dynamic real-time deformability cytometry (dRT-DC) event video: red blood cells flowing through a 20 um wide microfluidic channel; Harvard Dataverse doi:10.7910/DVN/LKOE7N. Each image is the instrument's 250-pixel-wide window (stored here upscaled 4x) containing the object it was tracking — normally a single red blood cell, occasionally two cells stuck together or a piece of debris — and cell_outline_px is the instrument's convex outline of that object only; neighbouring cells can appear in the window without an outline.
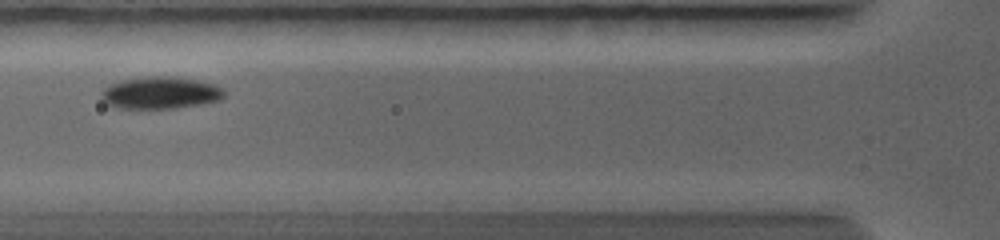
{"species": "common noctule bat (a hibernating species)", "species_latin": "Nyctalus noctula", "temperature_condition": "warm", "stored_images_in_passage": 7, "camera_frame_rate_fps": 5000, "um_per_image_px": 0.085, "animal": {"sex": "female", "body_mass_g": 19.0, "forearm_length_mm": 56.7}, "frame": {"image": 1, "passage_image": 3, "time_ms": 1.8, "image_size_px": [1000, 240], "cell_outline_px": [[224, 96], [220, 100], [204, 104], [176, 108], [116, 108], [108, 104], [100, 96], [100, 92], [108, 84], [120, 80], [152, 76], [168, 76], [196, 80], [212, 84], [224, 88]], "centroid_in_image_um": [13.62, 7.89], "position_along_channel_um": 112.2, "area_um2": 23.06}}
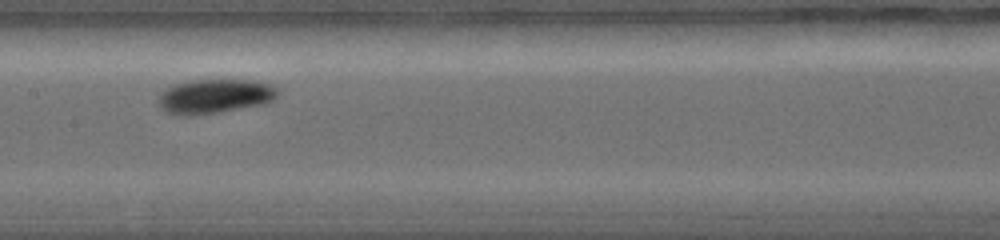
{"frame": {"image": 2, "passage_image": 5, "time_ms": 3.4, "image_size_px": [1000, 240], "cell_outline_px": [[280, 92], [272, 100], [264, 104], [220, 112], [188, 116], [180, 116], [168, 112], [160, 108], [160, 96], [168, 88], [176, 84], [196, 80], [244, 80], [268, 84], [276, 88]], "centroid_in_image_um": [18.27, 8.2], "position_along_channel_um": 189.1, "area_um2": 23.41}}
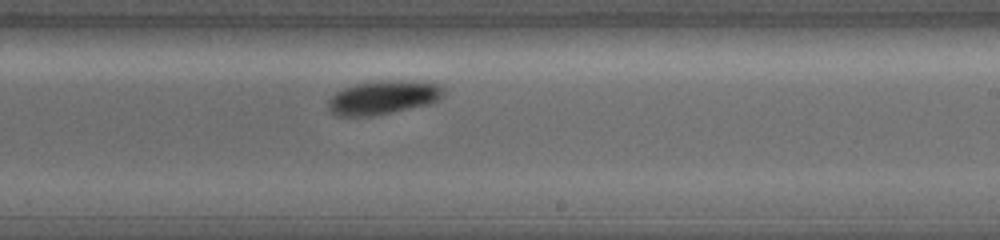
{"frame": {"image": 3, "passage_image": 7, "time_ms": 4.8, "image_size_px": [1000, 240], "cell_outline_px": [[444, 92], [436, 100], [428, 104], [392, 112], [372, 116], [336, 116], [328, 108], [328, 100], [336, 92], [344, 88], [360, 84], [384, 80], [436, 84], [444, 88]], "centroid_in_image_um": [32.5, 8.31], "position_along_channel_um": 256.5, "area_um2": 21.96}}